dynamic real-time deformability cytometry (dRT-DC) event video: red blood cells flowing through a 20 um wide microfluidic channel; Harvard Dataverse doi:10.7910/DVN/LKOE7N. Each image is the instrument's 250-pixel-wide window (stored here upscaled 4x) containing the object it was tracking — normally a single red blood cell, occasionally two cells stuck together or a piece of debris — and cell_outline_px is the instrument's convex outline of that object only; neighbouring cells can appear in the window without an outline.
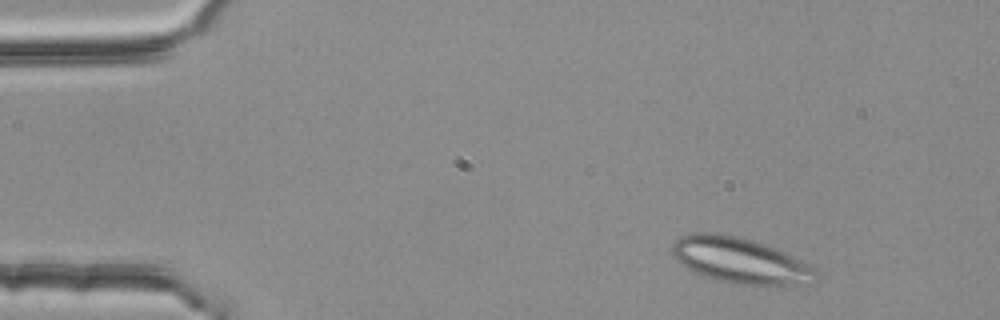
{"species": "common noctule bat (a hibernating species)", "species_latin": "Nyctalus noctula", "temperature_condition": "room temperature", "stored_images_in_passage": 3, "camera_frame_rate_fps": 3000, "um_per_image_px": 0.085, "animal": {"sex": "female", "body_mass_g": 25.1}, "frame": {"image": 1, "passage_image": 1, "time_ms": 0.0, "image_size_px": [1000, 320], "cell_outline_px": [[820, 276], [812, 284], [764, 288], [736, 284], [704, 276], [680, 264], [672, 256], [672, 244], [680, 236], [692, 232], [712, 232], [752, 240], [776, 248], [816, 268], [820, 272]], "centroid_in_image_um": [63.0, 22.19], "position_along_channel_um": 22.0, "area_um2": 39.25}}